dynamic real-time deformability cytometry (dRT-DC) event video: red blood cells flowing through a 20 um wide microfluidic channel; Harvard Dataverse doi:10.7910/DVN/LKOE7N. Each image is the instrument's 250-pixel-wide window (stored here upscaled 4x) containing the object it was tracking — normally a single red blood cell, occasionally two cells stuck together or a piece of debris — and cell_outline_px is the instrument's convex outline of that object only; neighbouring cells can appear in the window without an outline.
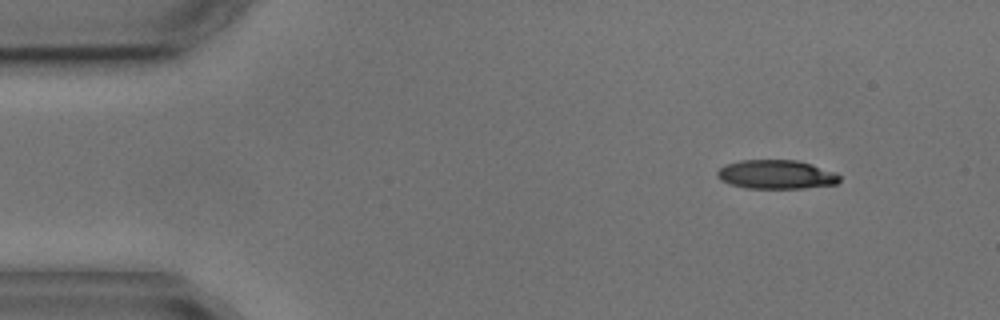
{"species": "common noctule bat (a hibernating species)", "species_latin": "Nyctalus noctula", "temperature_condition": "cold", "stored_images_in_passage": 4, "camera_frame_rate_fps": 3000, "um_per_image_px": 0.085, "animal": {"sex": "male", "body_mass_g": 17.9, "forearm_length_mm": 54.2}, "frame": {"image": 1, "passage_image": 1, "time_ms": 0.0, "image_size_px": [1000, 320], "cell_outline_px": [[840, 180], [836, 184], [804, 188], [748, 188], [732, 184], [720, 180], [716, 176], [716, 172], [724, 164], [740, 160], [796, 160], [812, 164], [836, 172], [840, 176]], "centroid_in_image_um": [65.98, 14.82], "position_along_channel_um": 19.0, "area_um2": 20.69}}